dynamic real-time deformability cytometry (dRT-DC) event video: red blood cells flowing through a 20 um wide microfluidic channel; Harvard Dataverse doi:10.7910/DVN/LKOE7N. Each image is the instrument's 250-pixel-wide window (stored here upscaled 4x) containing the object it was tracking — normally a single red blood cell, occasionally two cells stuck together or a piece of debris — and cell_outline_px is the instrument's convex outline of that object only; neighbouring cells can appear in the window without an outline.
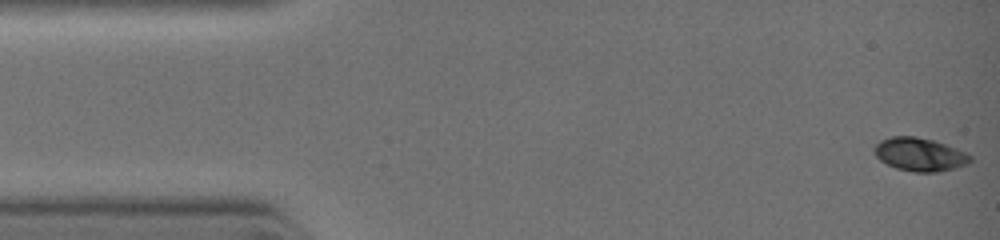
{"species": "common noctule bat (a hibernating species)", "species_latin": "Nyctalus noctula", "temperature_condition": "warm", "stored_images_in_passage": 24, "camera_frame_rate_fps": 3000, "um_per_image_px": 0.085, "animal": {"sex": "female", "body_mass_g": 19.0, "forearm_length_mm": 51.5}, "frame": {"image": 1, "passage_image": 1, "time_ms": 0.0, "image_size_px": [1000, 240], "cell_outline_px": [[972, 160], [968, 164], [956, 168], [936, 172], [916, 172], [896, 168], [880, 160], [876, 156], [872, 148], [880, 140], [892, 136], [916, 136], [932, 140], [956, 148], [972, 156]], "centroid_in_image_um": [78.17, 13.12], "position_along_channel_um": 6.8, "area_um2": 18.61}}
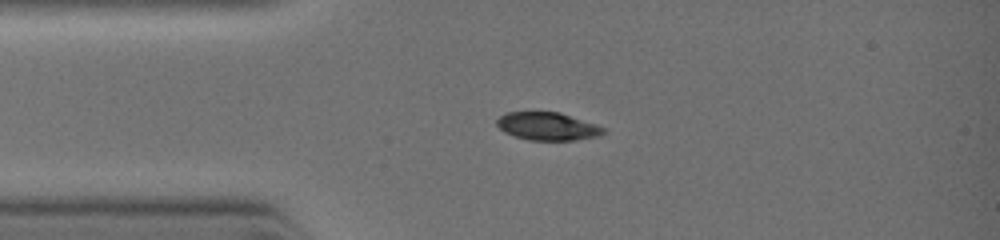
{"frame": {"image": 2, "passage_image": 14, "time_ms": 2.333, "image_size_px": [1000, 240], "cell_outline_px": [[608, 132], [592, 136], [572, 140], [528, 140], [504, 132], [496, 124], [496, 120], [504, 112], [560, 112], [596, 124], [604, 128]], "centroid_in_image_um": [46.5, 10.72], "position_along_channel_um": 38.5, "area_um2": 17.17}}
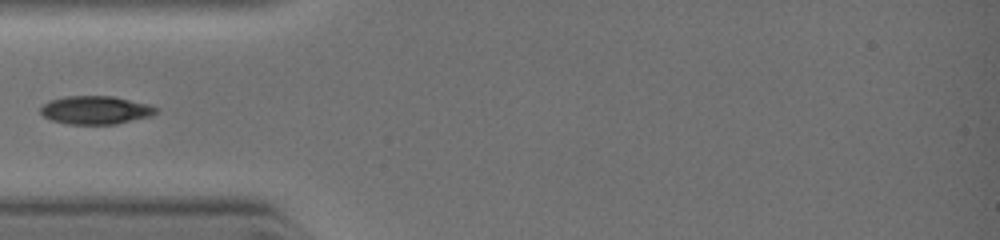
{"frame": {"image": 3, "passage_image": 19, "time_ms": 3.333, "image_size_px": [1000, 240], "cell_outline_px": [[160, 108], [156, 112], [148, 116], [116, 124], [68, 124], [52, 120], [44, 116], [40, 112], [40, 108], [48, 100], [64, 96], [112, 96], [148, 104]], "centroid_in_image_um": [8.09, 9.35], "position_along_channel_um": 76.9, "area_um2": 18.9}}